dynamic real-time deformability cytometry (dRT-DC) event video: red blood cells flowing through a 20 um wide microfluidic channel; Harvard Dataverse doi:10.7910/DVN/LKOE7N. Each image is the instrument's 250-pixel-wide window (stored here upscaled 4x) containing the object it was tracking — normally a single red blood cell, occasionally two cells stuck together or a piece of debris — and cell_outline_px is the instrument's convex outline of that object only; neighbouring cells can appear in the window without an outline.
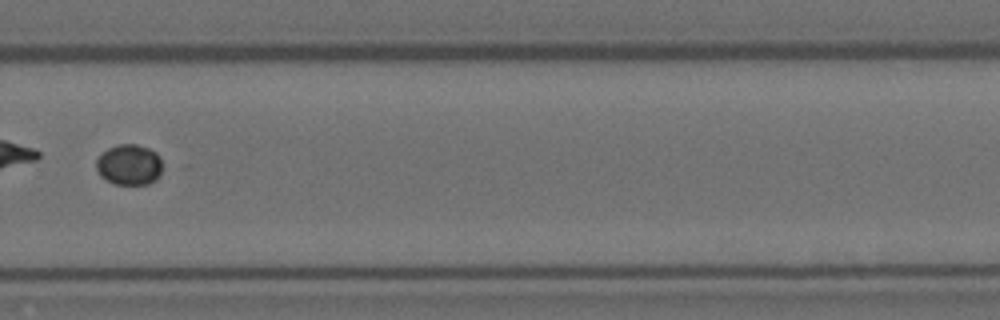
{"species": "Egyptian fruit bat (a non-hibernating species)", "species_latin": "Rousettus aegyptiacus", "temperature_condition": "room temperature", "stored_images_in_passage": 12, "camera_frame_rate_fps": 3000, "um_per_image_px": 0.085, "animal": {"sex": "female"}, "frame": {"image": 1, "passage_image": 7, "time_ms": 2.0, "image_size_px": [1000, 320], "cell_outline_px": [[160, 176], [156, 180], [148, 184], [116, 184], [100, 176], [96, 168], [96, 160], [108, 148], [116, 144], [136, 144], [148, 148], [156, 152], [160, 156]], "centroid_in_image_um": [10.98, 14.0], "position_along_channel_um": 318.8, "area_um2": 15.61}}
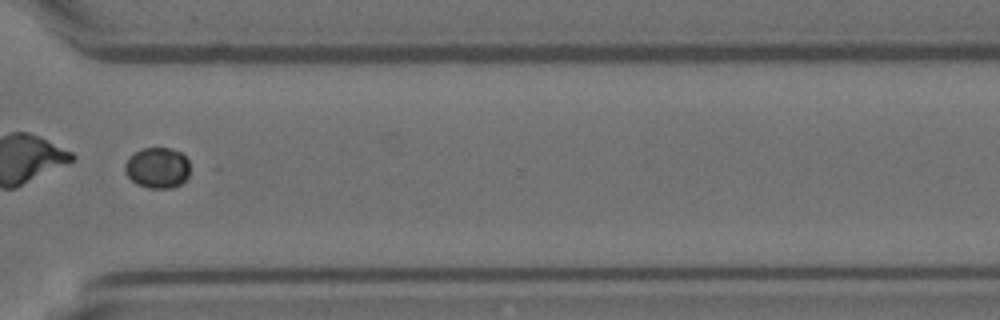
{"frame": {"image": 2, "passage_image": 8, "time_ms": 2.333, "image_size_px": [1000, 320], "cell_outline_px": [[188, 176], [180, 184], [172, 188], [148, 188], [136, 184], [124, 172], [124, 164], [128, 156], [144, 148], [172, 148], [180, 152], [188, 160]], "centroid_in_image_um": [13.35, 14.26], "position_along_channel_um": 357.3, "area_um2": 15.49}}